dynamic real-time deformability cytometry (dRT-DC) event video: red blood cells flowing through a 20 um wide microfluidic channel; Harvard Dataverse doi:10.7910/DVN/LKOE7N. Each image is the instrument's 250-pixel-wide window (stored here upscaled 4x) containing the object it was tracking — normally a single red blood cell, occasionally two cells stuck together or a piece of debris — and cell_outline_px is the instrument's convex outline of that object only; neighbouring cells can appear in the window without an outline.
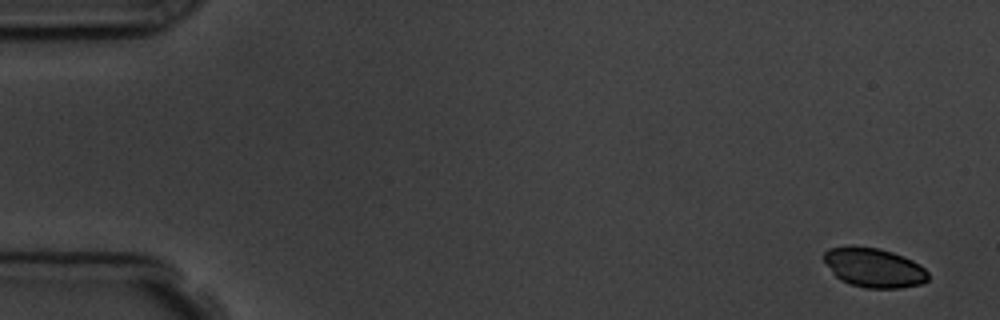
{"species": "common noctule bat (a hibernating species)", "species_latin": "Nyctalus noctula", "temperature_condition": "room temperature", "stored_images_in_passage": 5, "camera_frame_rate_fps": 3000, "um_per_image_px": 0.085, "animal": {"sex": "male", "body_mass_g": 19.5, "forearm_length_mm": 54.6}, "frame": {"image": 1, "passage_image": 1, "time_ms": 0.0, "image_size_px": [1000, 320], "cell_outline_px": [[928, 280], [920, 284], [900, 288], [864, 288], [840, 280], [832, 272], [824, 260], [824, 252], [828, 248], [880, 248], [904, 256], [920, 264], [928, 272]], "centroid_in_image_um": [74.33, 22.78], "position_along_channel_um": 10.7, "area_um2": 23.47}}
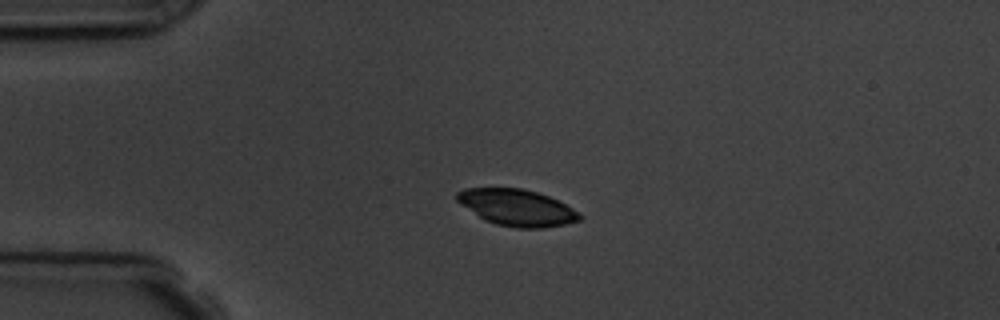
{"frame": {"image": 2, "passage_image": 4, "time_ms": 3.667, "image_size_px": [1000, 320], "cell_outline_px": [[584, 216], [580, 220], [564, 224], [544, 228], [516, 228], [496, 224], [484, 220], [460, 204], [456, 200], [456, 192], [464, 188], [520, 188], [536, 192], [548, 196], [580, 212]], "centroid_in_image_um": [43.92, 17.65], "position_along_channel_um": 41.1, "area_um2": 26.07}}